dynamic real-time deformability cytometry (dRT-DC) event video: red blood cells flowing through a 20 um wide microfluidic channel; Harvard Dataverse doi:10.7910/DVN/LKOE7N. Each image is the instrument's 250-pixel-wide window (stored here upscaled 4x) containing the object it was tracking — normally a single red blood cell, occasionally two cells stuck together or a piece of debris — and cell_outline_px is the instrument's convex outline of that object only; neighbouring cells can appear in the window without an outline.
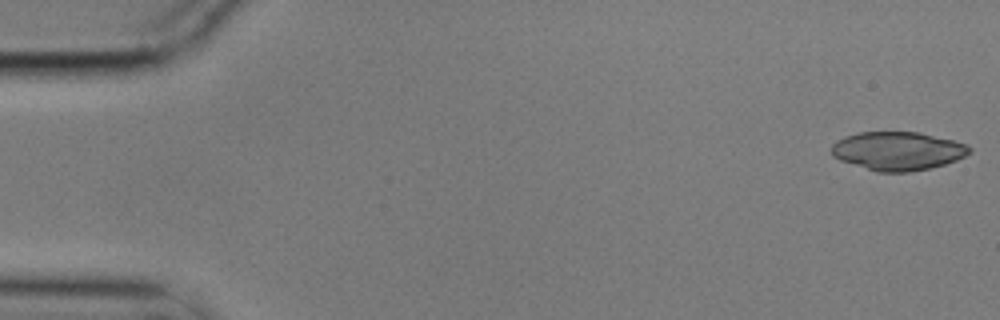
{"species": "common noctule bat (a hibernating species)", "species_latin": "Nyctalus noctula", "temperature_condition": "cold", "stored_images_in_passage": 55, "camera_frame_rate_fps": 3000, "um_per_image_px": 0.085, "animal": {"sex": "male", "body_mass_g": 17.9}, "frame": {"image": 1, "passage_image": 1, "time_ms": 0.0, "image_size_px": [1000, 320], "cell_outline_px": [[972, 152], [956, 160], [944, 164], [928, 168], [908, 172], [876, 172], [840, 160], [832, 156], [832, 144], [836, 140], [844, 136], [856, 132], [920, 132], [968, 144], [972, 148]], "centroid_in_image_um": [76.3, 12.82], "position_along_channel_um": 8.7, "area_um2": 31.1}}